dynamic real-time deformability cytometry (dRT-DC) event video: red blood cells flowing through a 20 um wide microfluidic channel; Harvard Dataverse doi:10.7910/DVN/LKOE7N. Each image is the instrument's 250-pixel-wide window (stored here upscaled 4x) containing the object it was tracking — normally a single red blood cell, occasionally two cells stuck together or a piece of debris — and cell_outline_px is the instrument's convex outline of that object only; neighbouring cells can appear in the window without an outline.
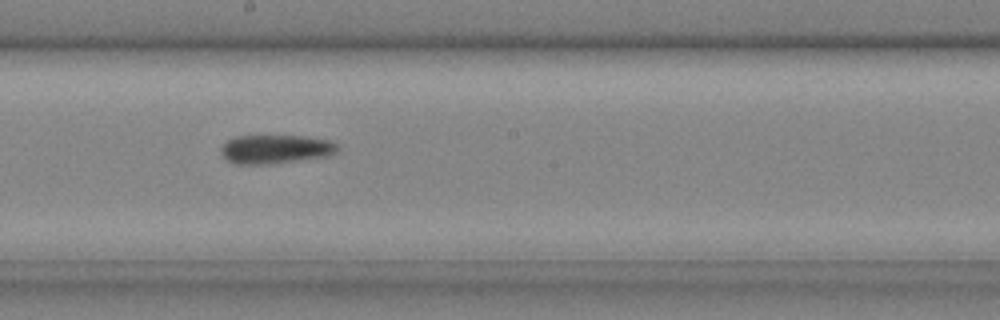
{"species": "common noctule bat (a hibernating species)", "species_latin": "Nyctalus noctula", "temperature_condition": "cold", "stored_images_in_passage": 21, "camera_frame_rate_fps": 3000, "um_per_image_px": 0.085, "animal": {"sex": "male", "body_mass_g": 20.4}, "frame": {"image": 1, "passage_image": 10, "time_ms": 3.0, "image_size_px": [1000, 320], "cell_outline_px": [[340, 148], [336, 152], [328, 156], [264, 164], [236, 164], [228, 160], [220, 152], [220, 148], [228, 140], [236, 136], [300, 136], [332, 140]], "centroid_in_image_um": [23.43, 12.67], "position_along_channel_um": 224.8, "area_um2": 19.36}}
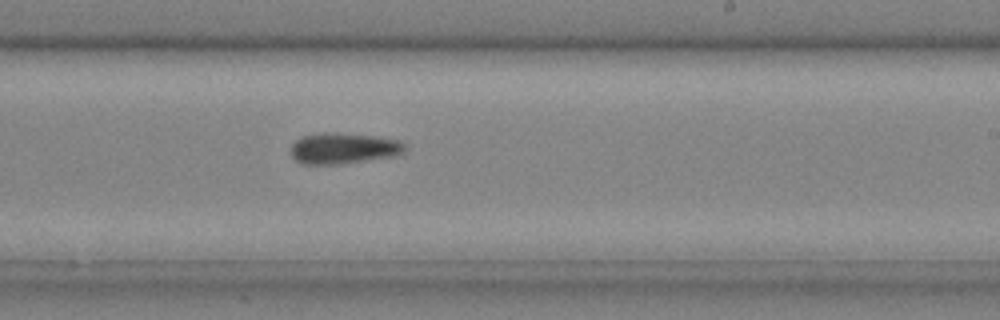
{"frame": {"image": 2, "passage_image": 12, "time_ms": 3.667, "image_size_px": [1000, 320], "cell_outline_px": [[404, 152], [392, 156], [340, 164], [300, 164], [292, 156], [292, 144], [300, 136], [324, 132], [336, 132], [372, 136], [400, 140], [404, 144]], "centroid_in_image_um": [29.15, 12.6], "position_along_channel_um": 259.8, "area_um2": 20.46}}